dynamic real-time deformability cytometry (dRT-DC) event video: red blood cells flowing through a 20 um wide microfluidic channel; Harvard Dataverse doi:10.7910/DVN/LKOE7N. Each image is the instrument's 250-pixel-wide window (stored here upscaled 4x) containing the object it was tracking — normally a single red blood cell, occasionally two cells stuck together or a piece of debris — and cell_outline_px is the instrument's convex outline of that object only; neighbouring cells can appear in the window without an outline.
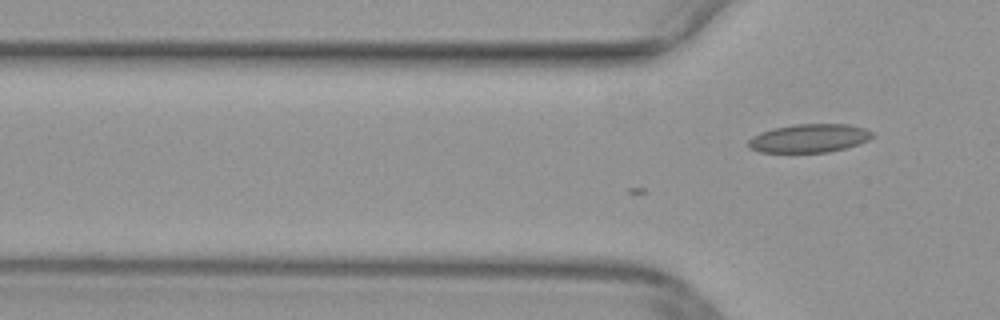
{"species": "common noctule bat (a hibernating species)", "species_latin": "Nyctalus noctula", "temperature_condition": "warm", "stored_images_in_passage": 7, "camera_frame_rate_fps": 3000, "um_per_image_px": 0.085, "animal": {"sex": "female", "body_mass_g": 29.2, "forearm_length_mm": 56.3}, "frame": {"image": 1, "passage_image": 7, "time_ms": 2.0, "image_size_px": [1000, 320], "cell_outline_px": [[872, 136], [868, 140], [844, 148], [828, 152], [760, 152], [748, 148], [748, 140], [752, 136], [760, 132], [772, 128], [792, 124], [848, 124], [864, 128], [872, 132]], "centroid_in_image_um": [68.72, 11.74], "position_along_channel_um": 57.1, "area_um2": 20.52}}